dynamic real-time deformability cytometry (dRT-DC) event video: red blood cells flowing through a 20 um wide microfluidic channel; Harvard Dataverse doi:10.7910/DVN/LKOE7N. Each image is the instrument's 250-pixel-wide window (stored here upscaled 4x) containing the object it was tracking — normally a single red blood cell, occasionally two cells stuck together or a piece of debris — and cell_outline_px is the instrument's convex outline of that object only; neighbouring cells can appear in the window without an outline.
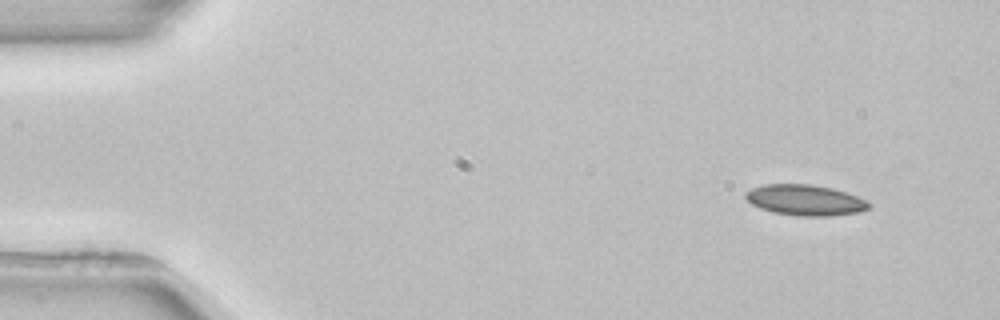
{"species": "common noctule bat (a hibernating species)", "species_latin": "Nyctalus noctula", "temperature_condition": "room temperature", "stored_images_in_passage": 3, "camera_frame_rate_fps": 3000, "um_per_image_px": 0.085, "animal": {"sex": "female", "body_mass_g": 22.7, "forearm_length_mm": 54.2}, "frame": {"image": 1, "passage_image": 1, "time_ms": 0.0, "image_size_px": [1000, 320], "cell_outline_px": [[872, 204], [868, 208], [860, 212], [828, 216], [800, 216], [772, 212], [760, 208], [752, 204], [744, 196], [744, 192], [752, 188], [764, 184], [812, 184], [832, 188], [868, 200]], "centroid_in_image_um": [68.44, 17.01], "position_along_channel_um": 16.6, "area_um2": 22.14}}